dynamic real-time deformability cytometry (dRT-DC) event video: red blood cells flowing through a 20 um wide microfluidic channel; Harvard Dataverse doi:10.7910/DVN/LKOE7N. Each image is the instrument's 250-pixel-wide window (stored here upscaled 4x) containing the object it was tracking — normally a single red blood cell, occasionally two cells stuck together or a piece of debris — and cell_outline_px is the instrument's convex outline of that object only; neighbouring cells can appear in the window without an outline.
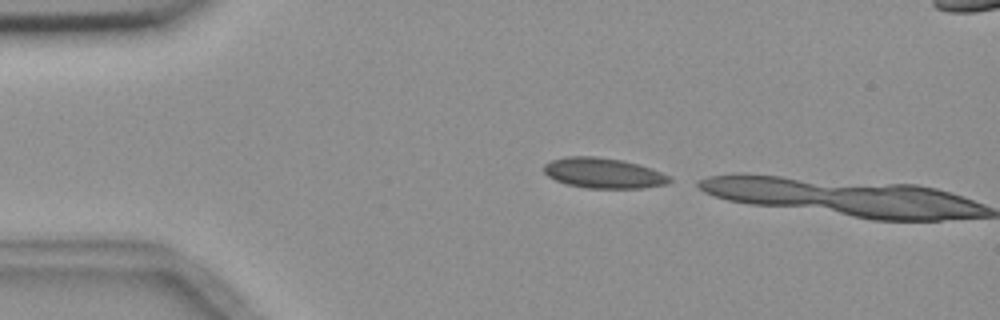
{"species": "common noctule bat (a hibernating species)", "species_latin": "Nyctalus noctula", "temperature_condition": "room temperature", "stored_images_in_passage": 2, "camera_frame_rate_fps": 3000, "um_per_image_px": 0.085, "animal": {"sex": "female", "body_mass_g": 18.4}, "frame": {"image": 1, "passage_image": 1, "time_ms": 0.0, "image_size_px": [1000, 320], "cell_outline_px": [[672, 180], [668, 184], [644, 188], [584, 188], [568, 184], [556, 180], [548, 176], [544, 172], [544, 164], [552, 160], [568, 156], [596, 156], [624, 160], [660, 172], [668, 176]], "centroid_in_image_um": [51.28, 14.71], "position_along_channel_um": 33.7, "area_um2": 22.08}}